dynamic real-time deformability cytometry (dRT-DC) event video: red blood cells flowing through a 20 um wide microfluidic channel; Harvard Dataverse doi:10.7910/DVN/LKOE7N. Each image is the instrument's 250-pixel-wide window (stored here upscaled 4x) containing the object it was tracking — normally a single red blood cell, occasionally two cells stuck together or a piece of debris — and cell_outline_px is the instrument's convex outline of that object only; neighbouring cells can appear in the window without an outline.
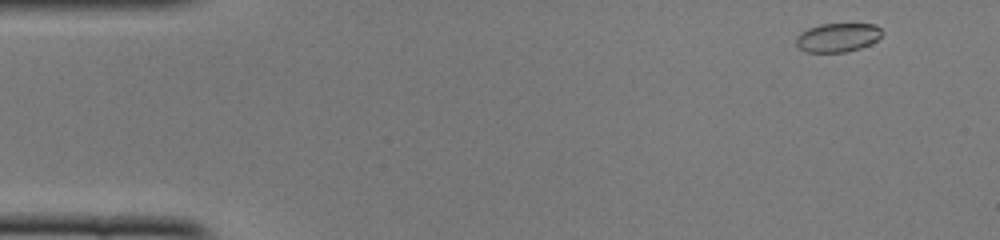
{"species": "common noctule bat (a hibernating species)", "species_latin": "Nyctalus noctula", "temperature_condition": "cold", "stored_images_in_passage": 47, "camera_frame_rate_fps": 3000, "um_per_image_px": 0.085, "animal": {"sex": "female", "body_mass_g": 22.0, "forearm_length_mm": 56.7}, "frame": {"image": 1, "passage_image": 1, "time_ms": 0.0, "image_size_px": [1000, 240], "cell_outline_px": [[884, 32], [876, 40], [860, 48], [844, 52], [808, 52], [796, 48], [796, 36], [800, 32], [808, 28], [820, 24], [876, 24]], "centroid_in_image_um": [71.16, 3.18], "position_along_channel_um": 13.8, "area_um2": 14.51}}
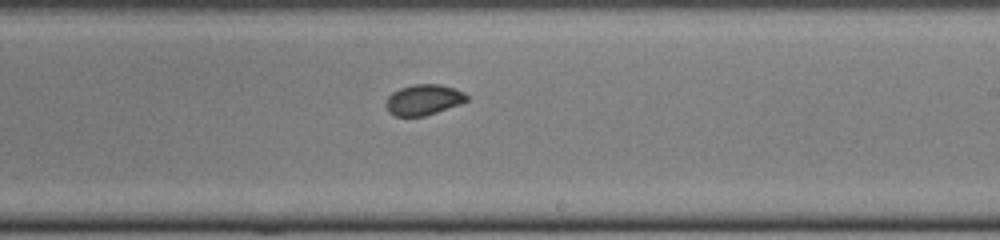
{"frame": {"image": 2, "passage_image": 27, "time_ms": 8.667, "image_size_px": [1000, 240], "cell_outline_px": [[468, 100], [460, 104], [424, 116], [396, 116], [388, 112], [384, 104], [388, 96], [392, 92], [400, 88], [412, 84], [440, 84], [456, 88], [464, 92], [468, 96]], "centroid_in_image_um": [35.99, 8.47], "position_along_channel_um": 253.0, "area_um2": 14.57}}
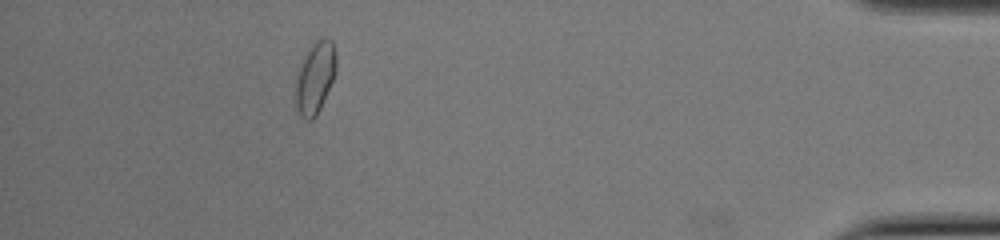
{"frame": {"image": 3, "passage_image": 43, "time_ms": 14.0, "image_size_px": [1000, 240], "cell_outline_px": [[336, 68], [332, 80], [320, 108], [316, 116], [312, 120], [304, 120], [300, 116], [296, 108], [296, 76], [300, 64], [304, 56], [312, 44], [316, 40], [324, 36], [328, 36], [332, 40], [336, 52]], "centroid_in_image_um": [26.78, 6.57], "position_along_channel_um": 408.4, "area_um2": 16.99}, "authors_computed_cell_mechanics": {"area_um2": 15.1436, "velocity_mm_per_s": 3.9396, "shape_relaxation_time_tau1_ms": 8.7474, "shape_relaxation_time_tau2_ms": 1.3107, "deformation_change_tau1": 0.1435, "deformation_change_tau2": 0.0437}}